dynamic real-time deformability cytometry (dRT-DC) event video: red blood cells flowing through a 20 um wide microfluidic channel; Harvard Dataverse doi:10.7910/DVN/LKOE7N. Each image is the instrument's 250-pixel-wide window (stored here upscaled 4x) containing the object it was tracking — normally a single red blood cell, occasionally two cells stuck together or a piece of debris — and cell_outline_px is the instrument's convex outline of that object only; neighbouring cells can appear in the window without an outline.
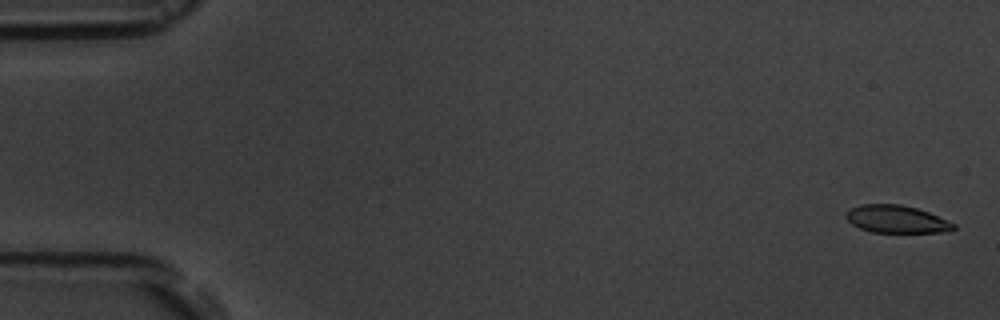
{"species": "common noctule bat (a hibernating species)", "species_latin": "Nyctalus noctula", "temperature_condition": "room temperature", "stored_images_in_passage": 6, "camera_frame_rate_fps": 3000, "um_per_image_px": 0.085, "animal": {"sex": "male", "body_mass_g": 19.5, "forearm_length_mm": 54.6}, "frame": {"image": 1, "passage_image": 1, "time_ms": 0.0, "image_size_px": [1000, 320], "cell_outline_px": [[956, 228], [940, 232], [872, 232], [860, 228], [852, 224], [844, 216], [844, 212], [860, 204], [900, 204], [916, 208], [928, 212], [956, 224]], "centroid_in_image_um": [76.16, 18.62], "position_along_channel_um": 8.8, "area_um2": 17.17}}
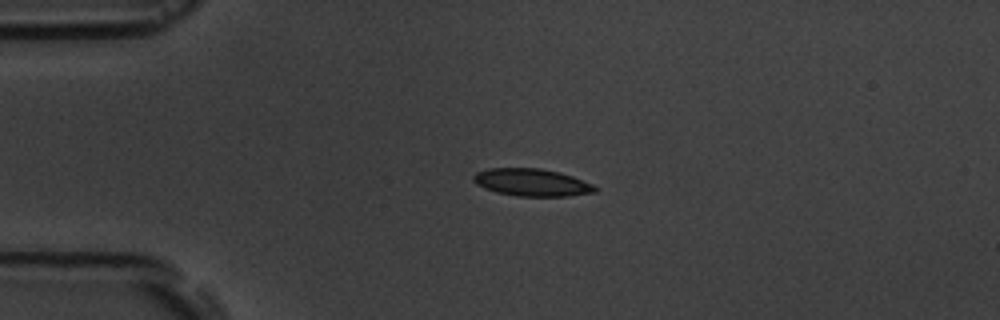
{"frame": {"image": 2, "passage_image": 4, "time_ms": 4.0, "image_size_px": [1000, 320], "cell_outline_px": [[600, 188], [596, 192], [568, 196], [516, 196], [496, 192], [484, 188], [476, 184], [472, 180], [472, 176], [476, 172], [488, 168], [540, 168], [560, 172], [572, 176], [592, 184]], "centroid_in_image_um": [45.19, 15.5], "position_along_channel_um": 39.8, "area_um2": 19.59}}
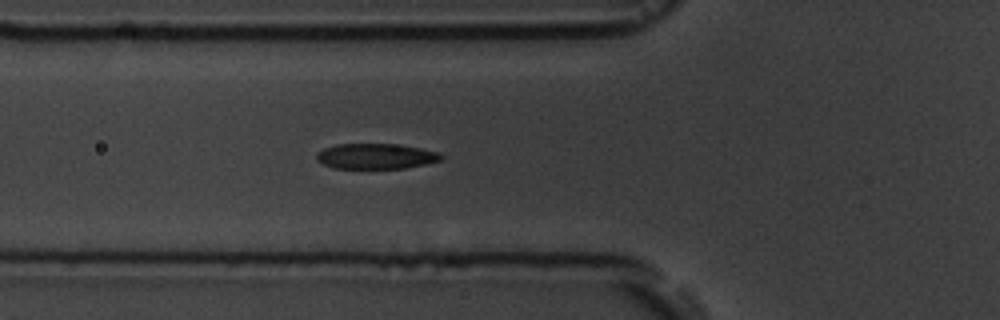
{"frame": {"image": 3, "passage_image": 6, "time_ms": 6.333, "image_size_px": [1000, 320], "cell_outline_px": [[444, 156], [440, 160], [424, 164], [404, 168], [332, 168], [316, 160], [316, 152], [324, 148], [336, 144], [396, 144], [420, 148], [440, 152]], "centroid_in_image_um": [31.92, 13.27], "position_along_channel_um": 93.9, "area_um2": 18.44}}